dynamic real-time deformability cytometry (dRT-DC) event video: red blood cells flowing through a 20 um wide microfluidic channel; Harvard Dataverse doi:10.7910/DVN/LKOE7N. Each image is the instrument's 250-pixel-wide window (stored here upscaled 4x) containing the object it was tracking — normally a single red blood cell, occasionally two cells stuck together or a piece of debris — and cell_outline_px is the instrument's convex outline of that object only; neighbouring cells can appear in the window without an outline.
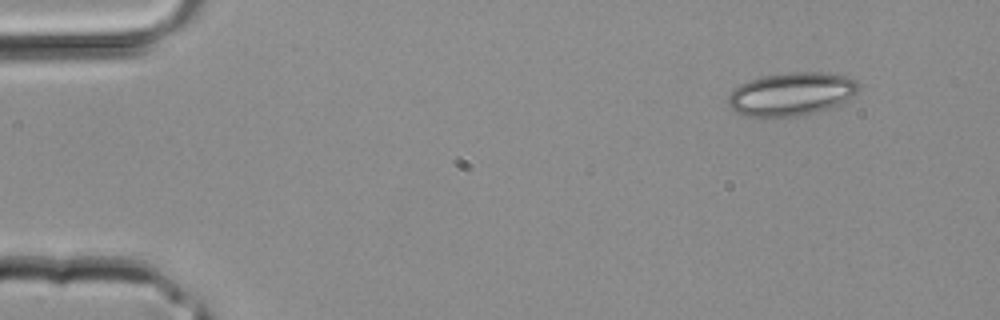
{"species": "common noctule bat (a hibernating species)", "species_latin": "Nyctalus noctula", "temperature_condition": "room temperature", "stored_images_in_passage": 3, "camera_frame_rate_fps": 3000, "um_per_image_px": 0.085, "animal": {"sex": "male", "body_mass_g": 20.4}, "frame": {"image": 1, "passage_image": 1, "time_ms": 0.0, "image_size_px": [1000, 320], "cell_outline_px": [[860, 88], [852, 96], [836, 104], [816, 112], [796, 116], [748, 116], [736, 112], [728, 104], [728, 96], [740, 84], [748, 80], [764, 76], [788, 72], [820, 72], [844, 76], [856, 80], [860, 84]], "centroid_in_image_um": [67.26, 7.97], "position_along_channel_um": 17.7, "area_um2": 32.31}}